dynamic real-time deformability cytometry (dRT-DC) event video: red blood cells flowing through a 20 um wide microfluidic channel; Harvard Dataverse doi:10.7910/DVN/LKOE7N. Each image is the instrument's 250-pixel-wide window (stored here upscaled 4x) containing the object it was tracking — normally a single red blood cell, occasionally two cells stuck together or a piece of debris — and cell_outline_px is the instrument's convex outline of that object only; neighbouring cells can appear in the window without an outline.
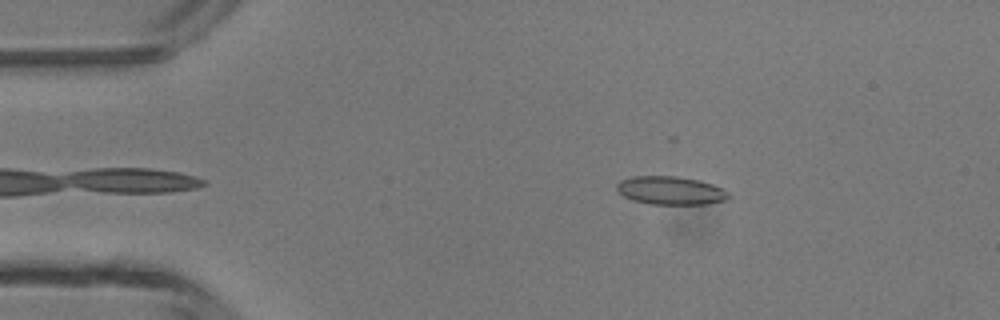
{"species": "common noctule bat (a hibernating species)", "species_latin": "Nyctalus noctula", "temperature_condition": "room temperature", "stored_images_in_passage": 35, "camera_frame_rate_fps": 3000, "um_per_image_px": 0.085, "animal": {"sex": "male", "body_mass_g": 13.3}, "frame": {"image": 1, "passage_image": 3, "time_ms": 0.667, "image_size_px": [1000, 320], "cell_outline_px": [[732, 196], [728, 200], [704, 204], [652, 204], [632, 200], [624, 196], [616, 188], [616, 184], [620, 180], [632, 176], [676, 176], [700, 180], [712, 184], [728, 192]], "centroid_in_image_um": [57.01, 16.19], "position_along_channel_um": 28.0, "area_um2": 18.5}}
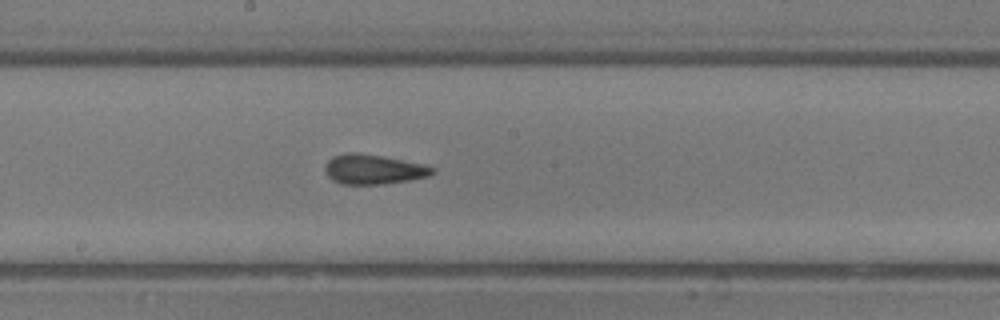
{"frame": {"image": 2, "passage_image": 20, "time_ms": 6.333, "image_size_px": [1000, 320], "cell_outline_px": [[436, 172], [428, 176], [408, 180], [384, 184], [344, 184], [332, 180], [328, 176], [324, 168], [328, 160], [332, 156], [348, 152], [356, 152], [384, 156], [424, 164], [436, 168]], "centroid_in_image_um": [31.75, 14.38], "position_along_channel_um": 216.4, "area_um2": 18.73}}
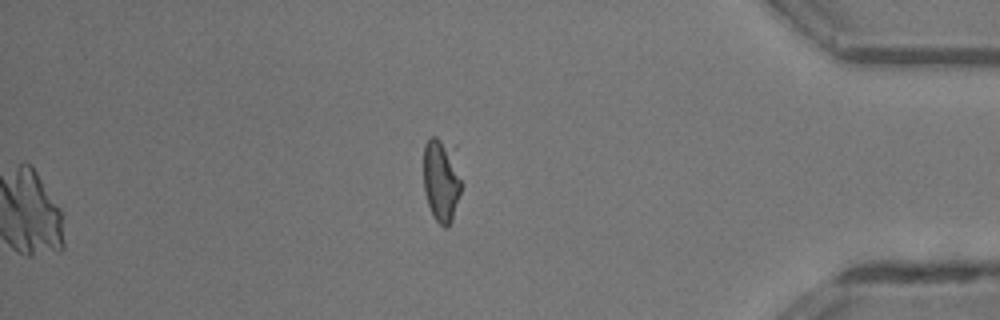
{"frame": {"image": 3, "passage_image": 35, "time_ms": 11.333, "image_size_px": [1000, 320], "cell_outline_px": [[460, 192], [452, 220], [448, 228], [444, 228], [436, 220], [428, 204], [424, 192], [424, 144], [428, 136], [436, 136], [448, 144], [460, 180]], "centroid_in_image_um": [37.45, 15.33], "position_along_channel_um": 397.7, "area_um2": 17.8}, "authors_computed_cell_mechanics": {"area_um2": 18.2648, "velocity_mm_per_s": 4.3564, "shape_relaxation_time_tau1_ms": 4.5182, "shape_relaxation_time_tau2_ms": 1.4575, "deformation_change_tau1": 0.1492, "deformation_change_tau2": 0.0971}}